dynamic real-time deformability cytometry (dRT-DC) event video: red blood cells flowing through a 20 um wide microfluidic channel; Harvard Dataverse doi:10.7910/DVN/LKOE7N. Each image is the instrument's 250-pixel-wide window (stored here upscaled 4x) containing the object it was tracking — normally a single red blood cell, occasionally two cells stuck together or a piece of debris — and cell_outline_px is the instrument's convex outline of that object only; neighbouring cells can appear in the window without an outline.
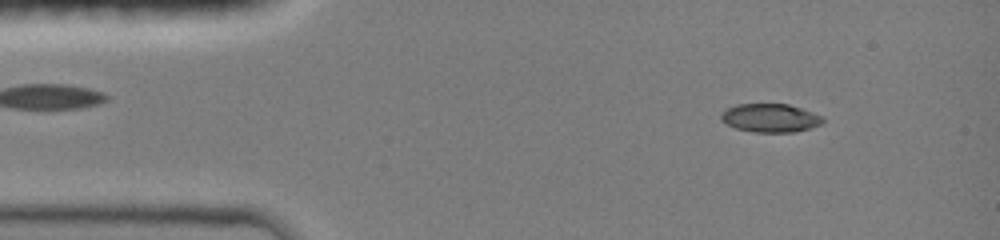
{"species": "common noctule bat (a hibernating species)", "species_latin": "Nyctalus noctula", "temperature_condition": "room temperature", "stored_images_in_passage": 42, "camera_frame_rate_fps": 3000, "um_per_image_px": 0.085, "animal": {"sex": "female", "body_mass_g": 19.0, "forearm_length_mm": 51.5}, "frame": {"image": 1, "passage_image": 4, "time_ms": 1.0, "image_size_px": [1000, 240], "cell_outline_px": [[824, 124], [812, 128], [792, 132], [756, 132], [736, 128], [720, 120], [720, 112], [736, 104], [788, 104], [824, 116]], "centroid_in_image_um": [65.5, 10.02], "position_along_channel_um": 19.5, "area_um2": 16.99}}
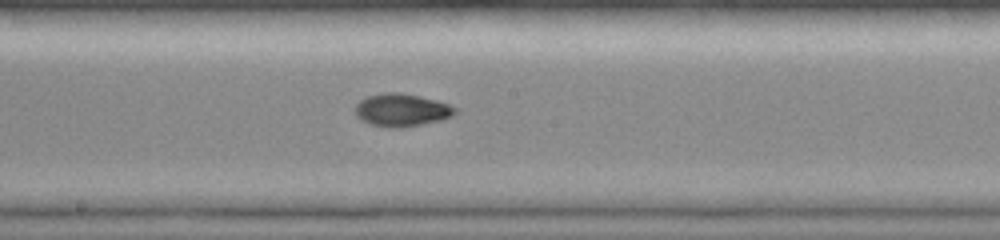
{"frame": {"image": 2, "passage_image": 23, "time_ms": 7.333, "image_size_px": [1000, 240], "cell_outline_px": [[456, 112], [452, 116], [440, 120], [400, 128], [388, 128], [368, 124], [360, 120], [356, 116], [356, 104], [360, 100], [368, 96], [384, 92], [400, 92], [420, 96], [436, 100], [448, 104], [456, 108]], "centroid_in_image_um": [34.1, 9.35], "position_along_channel_um": 214.1, "area_um2": 19.13}}
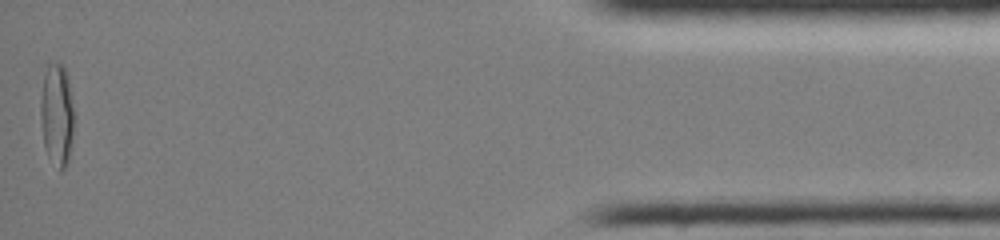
{"frame": {"image": 3, "passage_image": 42, "time_ms": 14.333, "image_size_px": [1000, 240], "cell_outline_px": [[72, 132], [68, 164], [60, 172], [48, 156], [44, 144], [40, 116], [40, 100], [44, 76], [48, 60], [64, 64], [68, 76], [72, 108]], "centroid_in_image_um": [4.81, 9.69], "position_along_channel_um": 430.4, "area_um2": 19.94}, "authors_computed_cell_mechanics": {"area_um2": 18.0336, "velocity_mm_per_s": 4.168, "shape_relaxation_time_tau1_ms": null, "shape_relaxation_time_tau2_ms": 1.8713, "deformation_change_tau1": null, "deformation_change_tau2": 0.0451}}